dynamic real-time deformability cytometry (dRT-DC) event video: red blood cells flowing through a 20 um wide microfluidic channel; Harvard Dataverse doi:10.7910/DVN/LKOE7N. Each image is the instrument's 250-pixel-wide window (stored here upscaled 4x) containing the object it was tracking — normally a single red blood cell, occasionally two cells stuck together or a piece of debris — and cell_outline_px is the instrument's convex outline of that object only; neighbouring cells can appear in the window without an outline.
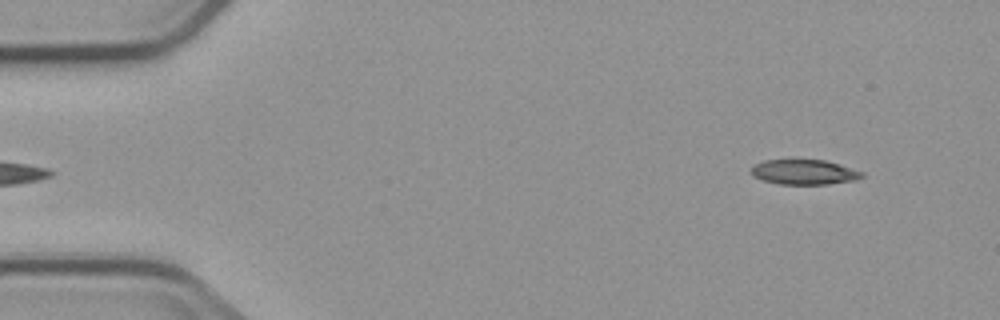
{"species": "common noctule bat (a hibernating species)", "species_latin": "Nyctalus noctula", "temperature_condition": "cold", "stored_images_in_passage": 5, "camera_frame_rate_fps": 3000, "um_per_image_px": 0.085, "animal": {"sex": "male", "body_mass_g": 23.1, "forearm_length_mm": 52.7}, "frame": {"image": 1, "passage_image": 5, "time_ms": 4.667, "image_size_px": [1000, 320], "cell_outline_px": [[864, 176], [856, 180], [828, 184], [780, 184], [764, 180], [752, 176], [748, 172], [752, 164], [764, 160], [792, 156], [824, 160], [840, 164], [864, 172]], "centroid_in_image_um": [68.27, 14.56], "position_along_channel_um": 16.7, "area_um2": 17.17}}